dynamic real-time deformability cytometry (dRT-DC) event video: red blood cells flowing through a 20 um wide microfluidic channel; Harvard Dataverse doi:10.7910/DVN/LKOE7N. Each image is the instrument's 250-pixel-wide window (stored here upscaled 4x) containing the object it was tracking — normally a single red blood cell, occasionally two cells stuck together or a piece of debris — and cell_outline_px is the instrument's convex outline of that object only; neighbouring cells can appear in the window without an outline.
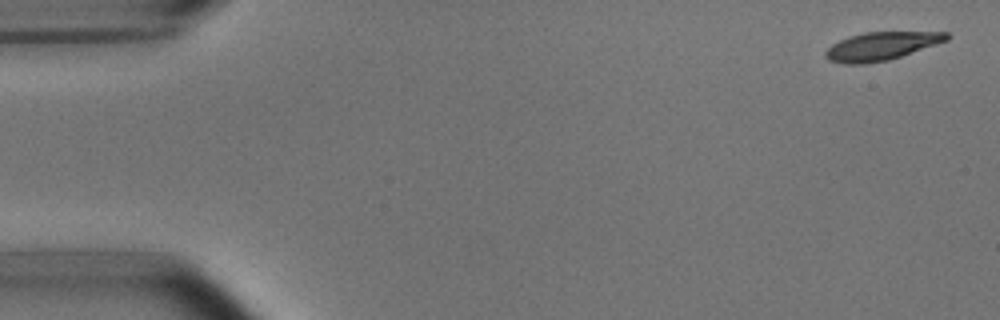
{"species": "common noctule bat (a hibernating species)", "species_latin": "Nyctalus noctula", "temperature_condition": "room temperature", "stored_images_in_passage": 52, "camera_frame_rate_fps": 3000, "um_per_image_px": 0.085, "animal": {"sex": "male", "body_mass_g": 15.6}, "frame": {"image": 1, "passage_image": 1, "time_ms": 0.0, "image_size_px": [1000, 320], "cell_outline_px": [[952, 36], [948, 40], [888, 60], [864, 64], [844, 64], [828, 60], [824, 56], [824, 52], [832, 44], [848, 36], [864, 32], [948, 32]], "centroid_in_image_um": [74.88, 3.92], "position_along_channel_um": 10.1, "area_um2": 19.88}}
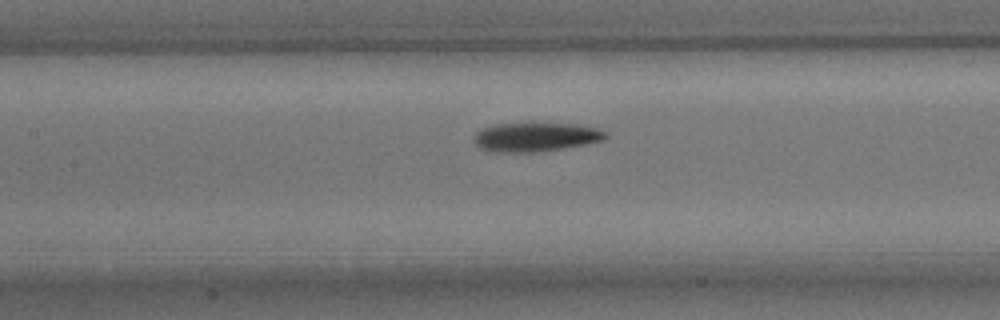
{"frame": {"image": 2, "passage_image": 23, "time_ms": 7.333, "image_size_px": [1000, 320], "cell_outline_px": [[608, 136], [604, 140], [564, 148], [532, 152], [496, 152], [480, 148], [476, 144], [476, 132], [492, 124], [576, 124], [596, 128], [608, 132]], "centroid_in_image_um": [45.57, 11.65], "position_along_channel_um": 161.8, "area_um2": 21.85}}
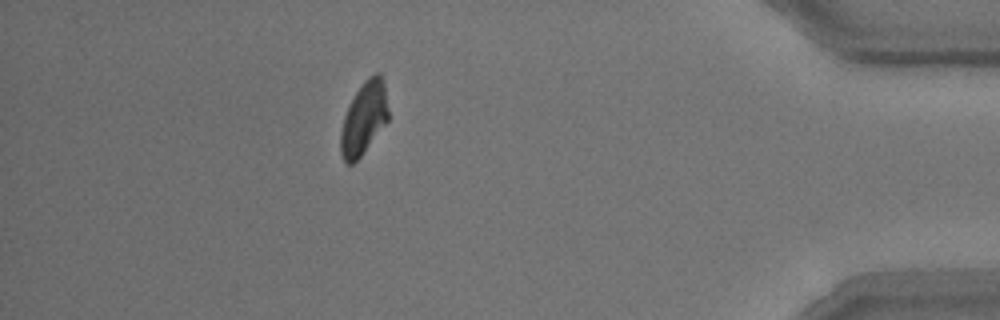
{"frame": {"image": 3, "passage_image": 46, "time_ms": 15.0, "image_size_px": [1000, 320], "cell_outline_px": [[388, 120], [360, 156], [352, 164], [348, 164], [344, 160], [340, 152], [340, 132], [344, 116], [356, 92], [364, 80], [368, 76], [376, 72], [380, 72], [384, 84], [388, 108]], "centroid_in_image_um": [30.92, 10.03], "position_along_channel_um": 404.3, "area_um2": 19.88}, "authors_computed_cell_mechanics": {"area_um2": 21.4727, "velocity_mm_per_s": 3.777, "shape_relaxation_time_tau1_ms": 3.3986, "shape_relaxation_time_tau2_ms": 5.0265, "deformation_change_tau1": 0.1569, "deformation_change_tau2": 0.1219}}